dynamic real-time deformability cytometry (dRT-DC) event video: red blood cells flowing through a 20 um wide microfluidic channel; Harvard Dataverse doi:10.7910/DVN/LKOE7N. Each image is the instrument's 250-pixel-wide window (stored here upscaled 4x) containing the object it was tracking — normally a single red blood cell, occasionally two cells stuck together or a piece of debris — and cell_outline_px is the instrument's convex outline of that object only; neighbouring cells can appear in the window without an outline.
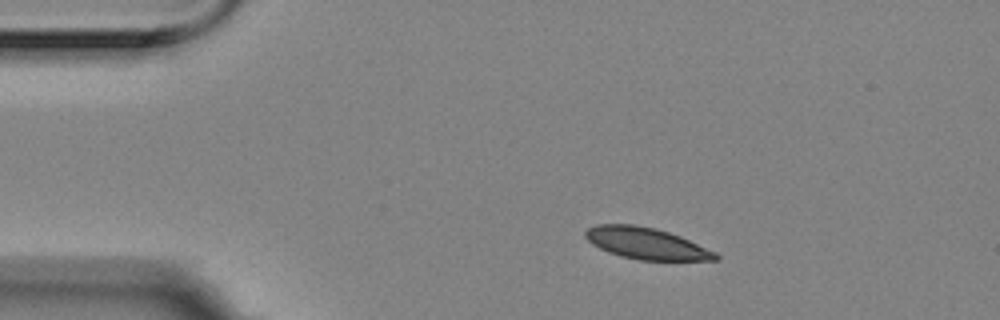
{"species": "Egyptian fruit bat (a non-hibernating species)", "species_latin": "Rousettus aegyptiacus", "temperature_condition": "room temperature", "stored_images_in_passage": 13, "camera_frame_rate_fps": 3000, "um_per_image_px": 0.085, "animal": {"sex": "female"}, "frame": {"image": 1, "passage_image": 1, "time_ms": 0.0, "image_size_px": [1000, 320], "cell_outline_px": [[720, 260], [640, 260], [620, 256], [608, 252], [592, 244], [584, 236], [584, 232], [588, 228], [596, 224], [636, 224], [656, 228], [680, 236], [716, 252], [720, 256]], "centroid_in_image_um": [54.93, 20.68], "position_along_channel_um": 30.1, "area_um2": 23.99}}
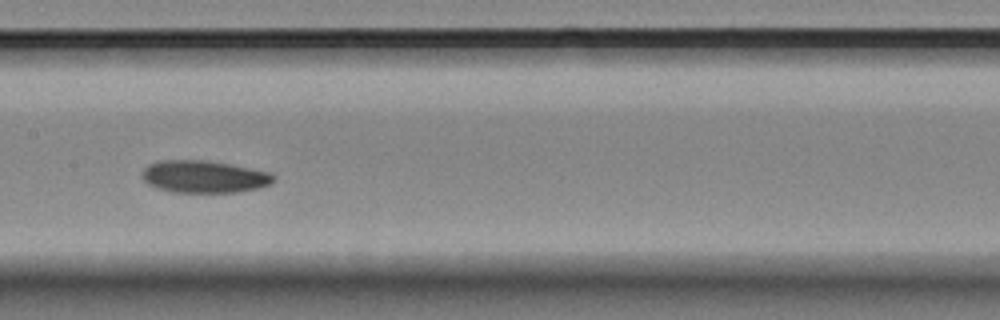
{"frame": {"image": 2, "passage_image": 6, "time_ms": 1.667, "image_size_px": [1000, 320], "cell_outline_px": [[276, 180], [260, 188], [236, 192], [172, 192], [156, 188], [148, 184], [140, 176], [140, 172], [148, 164], [160, 160], [204, 160], [228, 164], [272, 172], [276, 176]], "centroid_in_image_um": [17.32, 15.01], "position_along_channel_um": 190.1, "area_um2": 24.97}}
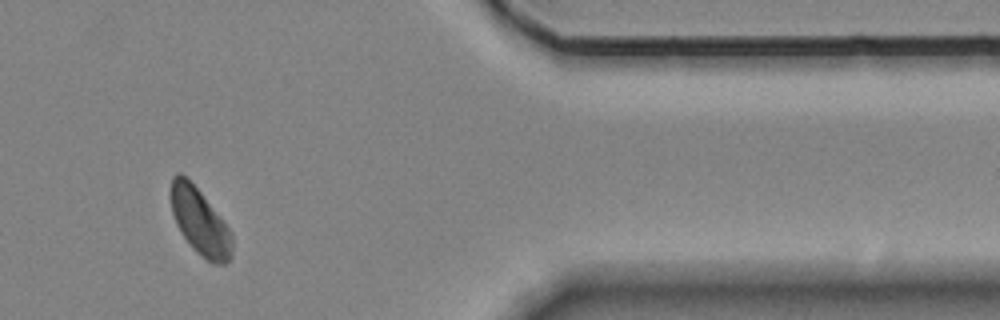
{"frame": {"image": 3, "passage_image": 11, "time_ms": 3.333, "image_size_px": [1000, 320], "cell_outline_px": [[232, 256], [224, 264], [212, 264], [196, 252], [192, 248], [176, 224], [172, 212], [172, 176], [176, 172], [180, 172], [200, 192], [224, 220], [232, 232]], "centroid_in_image_um": [17.03, 18.88], "position_along_channel_um": 394.4, "area_um2": 23.47}}